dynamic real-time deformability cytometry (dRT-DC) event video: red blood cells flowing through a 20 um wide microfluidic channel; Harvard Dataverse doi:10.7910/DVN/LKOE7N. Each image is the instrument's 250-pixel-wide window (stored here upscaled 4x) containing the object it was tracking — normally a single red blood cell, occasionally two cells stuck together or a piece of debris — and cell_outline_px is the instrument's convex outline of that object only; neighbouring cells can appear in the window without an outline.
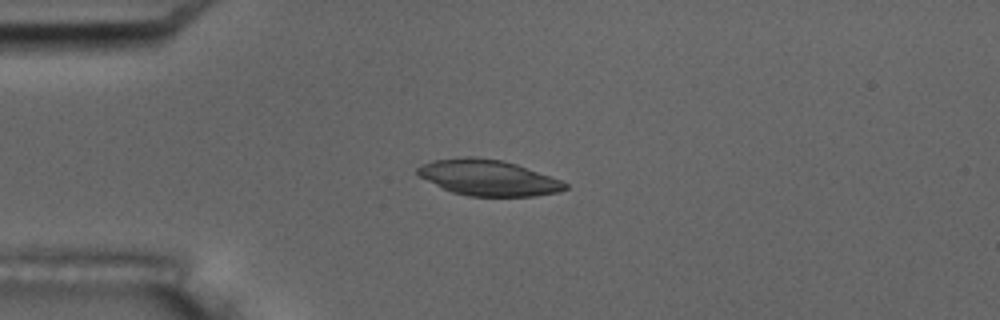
{"species": "common noctule bat (a hibernating species)", "species_latin": "Nyctalus noctula", "temperature_condition": "room temperature", "stored_images_in_passage": 6, "camera_frame_rate_fps": 3000, "um_per_image_px": 0.085, "animal": {"sex": "male", "body_mass_g": 17.5, "forearm_length_mm": 52.3}, "frame": {"image": 1, "passage_image": 4, "time_ms": 3.333, "image_size_px": [1000, 320], "cell_outline_px": [[568, 188], [556, 192], [532, 196], [468, 196], [452, 192], [420, 176], [416, 172], [416, 168], [420, 164], [432, 160], [468, 156], [476, 156], [500, 160], [516, 164], [560, 180], [568, 184]], "centroid_in_image_um": [41.46, 15.09], "position_along_channel_um": 43.5, "area_um2": 30.46}}